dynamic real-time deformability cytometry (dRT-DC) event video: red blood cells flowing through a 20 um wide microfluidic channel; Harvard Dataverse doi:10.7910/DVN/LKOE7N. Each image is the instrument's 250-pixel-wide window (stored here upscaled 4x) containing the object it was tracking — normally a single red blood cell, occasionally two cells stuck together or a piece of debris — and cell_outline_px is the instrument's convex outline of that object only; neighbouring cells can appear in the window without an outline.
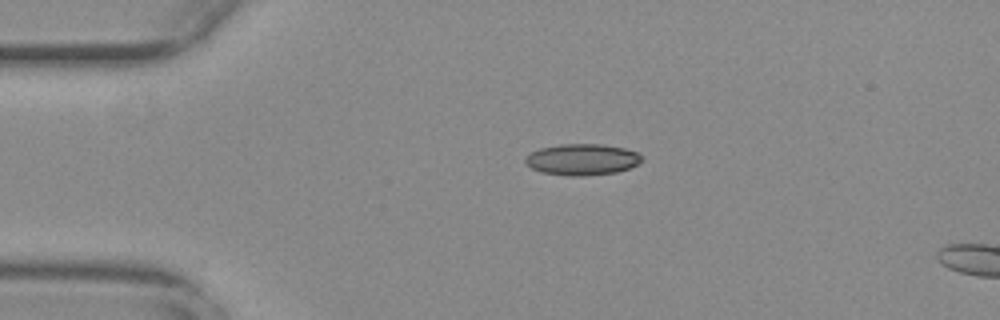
{"species": "common noctule bat (a hibernating species)", "species_latin": "Nyctalus noctula", "temperature_condition": "warm", "stored_images_in_passage": 5, "camera_frame_rate_fps": 3000, "um_per_image_px": 0.085, "animal": {"sex": "female", "body_mass_g": 29.2, "forearm_length_mm": 56.3}, "frame": {"image": 1, "passage_image": 1, "time_ms": 0.0, "image_size_px": [1000, 320], "cell_outline_px": [[640, 160], [636, 164], [628, 168], [616, 172], [584, 176], [568, 176], [540, 172], [532, 168], [524, 160], [524, 156], [540, 148], [560, 144], [600, 144], [624, 148], [636, 152], [640, 156]], "centroid_in_image_um": [49.42, 13.56], "position_along_channel_um": 35.6, "area_um2": 21.04}}